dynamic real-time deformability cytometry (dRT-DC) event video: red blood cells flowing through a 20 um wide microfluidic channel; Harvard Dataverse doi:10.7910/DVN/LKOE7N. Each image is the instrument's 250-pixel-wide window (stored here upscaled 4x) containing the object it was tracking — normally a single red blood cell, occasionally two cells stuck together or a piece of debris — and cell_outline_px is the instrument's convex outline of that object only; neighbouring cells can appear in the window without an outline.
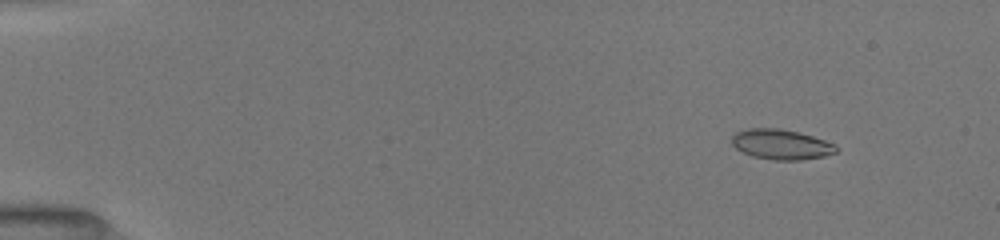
{"species": "common noctule bat (a hibernating species)", "species_latin": "Nyctalus noctula", "temperature_condition": "room temperature", "stored_images_in_passage": 17, "camera_frame_rate_fps": 3000, "um_per_image_px": 0.085, "animal": {"sex": "female", "body_mass_g": 19.5, "forearm_length_mm": 54.1}, "frame": {"image": 1, "passage_image": 3, "time_ms": 1.667, "image_size_px": [1000, 240], "cell_outline_px": [[836, 152], [824, 156], [800, 160], [772, 160], [752, 156], [736, 148], [732, 144], [732, 136], [736, 132], [748, 128], [780, 128], [800, 132], [836, 144]], "centroid_in_image_um": [66.39, 12.27], "position_along_channel_um": 18.6, "area_um2": 18.32}}
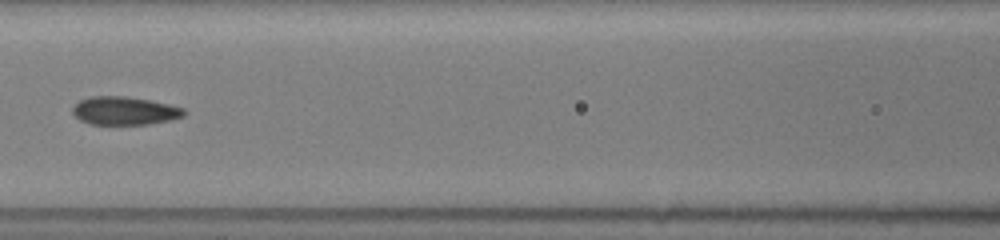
{"frame": {"image": 2, "passage_image": 12, "time_ms": 8.0, "image_size_px": [1000, 240], "cell_outline_px": [[188, 112], [184, 116], [172, 120], [148, 124], [88, 124], [80, 120], [72, 112], [72, 108], [80, 100], [88, 96], [124, 96], [148, 100], [168, 104], [184, 108]], "centroid_in_image_um": [10.6, 9.42], "position_along_channel_um": 156.0, "area_um2": 18.38}}
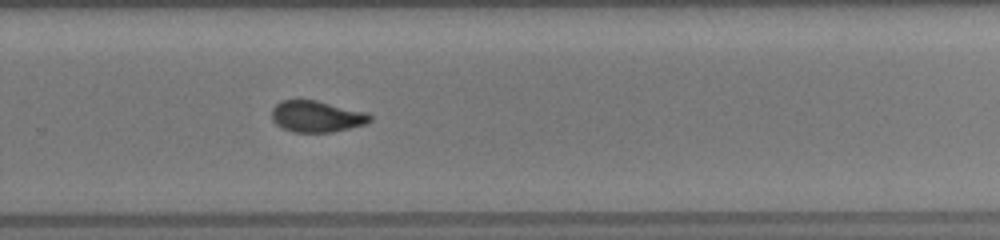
{"frame": {"image": 3, "passage_image": 17, "time_ms": 11.667, "image_size_px": [1000, 240], "cell_outline_px": [[372, 120], [364, 124], [332, 132], [292, 132], [280, 128], [272, 120], [272, 108], [280, 100], [316, 100], [368, 112], [372, 116]], "centroid_in_image_um": [26.9, 9.89], "position_along_channel_um": 302.9, "area_um2": 18.09}}